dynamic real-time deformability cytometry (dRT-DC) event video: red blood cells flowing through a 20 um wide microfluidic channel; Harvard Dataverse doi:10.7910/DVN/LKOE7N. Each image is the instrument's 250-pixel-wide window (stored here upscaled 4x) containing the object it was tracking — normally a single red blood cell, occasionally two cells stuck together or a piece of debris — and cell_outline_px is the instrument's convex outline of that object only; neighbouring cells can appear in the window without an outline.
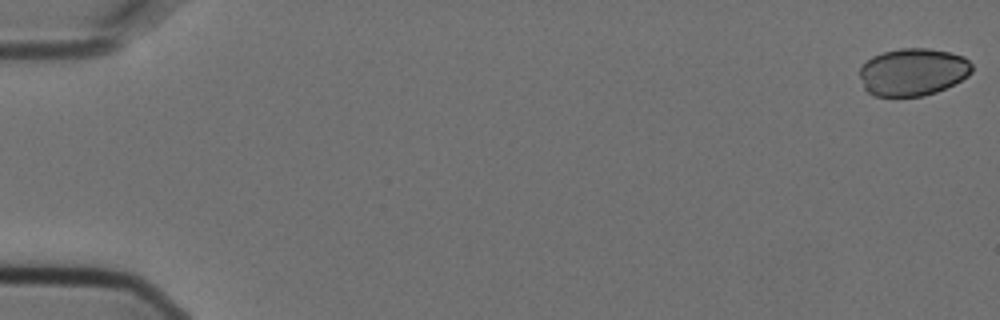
{"species": "Egyptian fruit bat (a non-hibernating species)", "species_latin": "Rousettus aegyptiacus", "temperature_condition": "cold", "stored_images_in_passage": 6, "camera_frame_rate_fps": 3000, "um_per_image_px": 0.085, "animal": {"sex": "female"}, "frame": {"image": 1, "passage_image": 1, "time_ms": 0.0, "image_size_px": [1000, 320], "cell_outline_px": [[972, 72], [968, 76], [936, 92], [924, 96], [872, 96], [864, 88], [860, 76], [860, 68], [872, 56], [884, 52], [900, 48], [928, 48], [948, 52], [964, 56], [972, 64]], "centroid_in_image_um": [77.59, 6.12], "position_along_channel_um": 7.4, "area_um2": 30.98}}
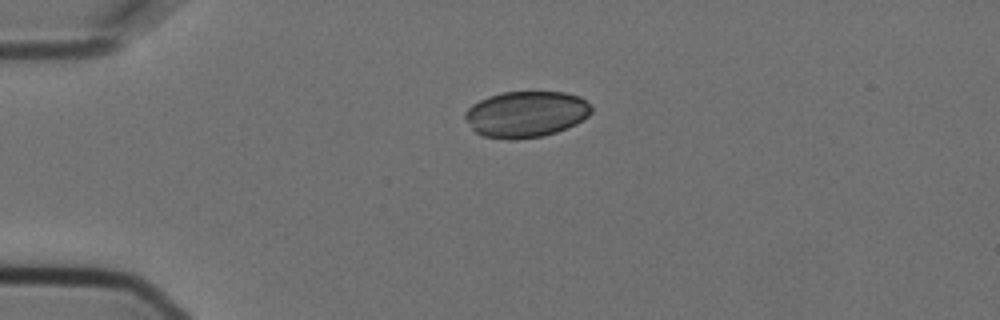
{"frame": {"image": 2, "passage_image": 4, "time_ms": 1.0, "image_size_px": [1000, 320], "cell_outline_px": [[592, 112], [588, 116], [576, 124], [556, 132], [540, 136], [516, 140], [512, 140], [480, 136], [472, 128], [464, 116], [464, 112], [472, 104], [488, 96], [504, 92], [564, 92], [580, 96], [592, 108]], "centroid_in_image_um": [44.7, 9.71], "position_along_channel_um": 40.3, "area_um2": 33.99}}